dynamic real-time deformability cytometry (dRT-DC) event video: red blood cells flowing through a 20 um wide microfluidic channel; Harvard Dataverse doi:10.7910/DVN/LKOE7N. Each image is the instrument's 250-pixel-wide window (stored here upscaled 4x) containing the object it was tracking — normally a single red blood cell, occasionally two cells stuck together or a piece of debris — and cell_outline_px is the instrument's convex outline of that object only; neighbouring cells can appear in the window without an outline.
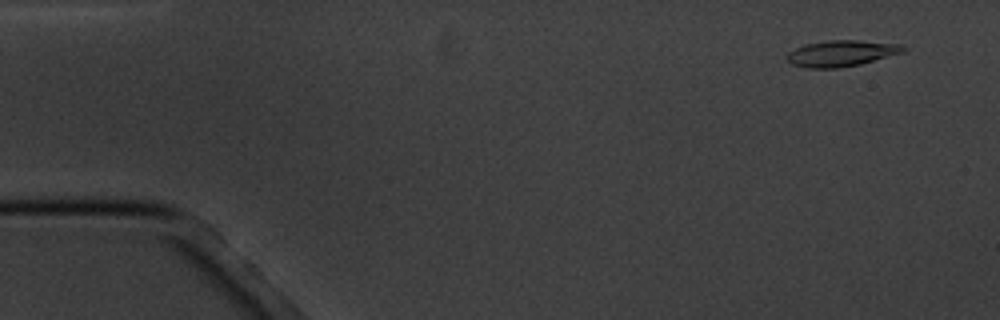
{"species": "common noctule bat (a hibernating species)", "species_latin": "Nyctalus noctula", "temperature_condition": "cold", "stored_images_in_passage": 7, "camera_frame_rate_fps": 3000, "um_per_image_px": 0.085, "animal": {"sex": "male", "body_mass_g": 20.1, "forearm_length_mm": 53.5}, "frame": {"image": 1, "passage_image": 2, "time_ms": 1.0, "image_size_px": [1000, 320], "cell_outline_px": [[908, 48], [904, 52], [860, 64], [840, 68], [808, 68], [792, 64], [788, 60], [788, 52], [804, 44], [828, 40], [856, 40], [900, 44]], "centroid_in_image_um": [71.53, 4.53], "position_along_channel_um": 13.5, "area_um2": 17.63}}
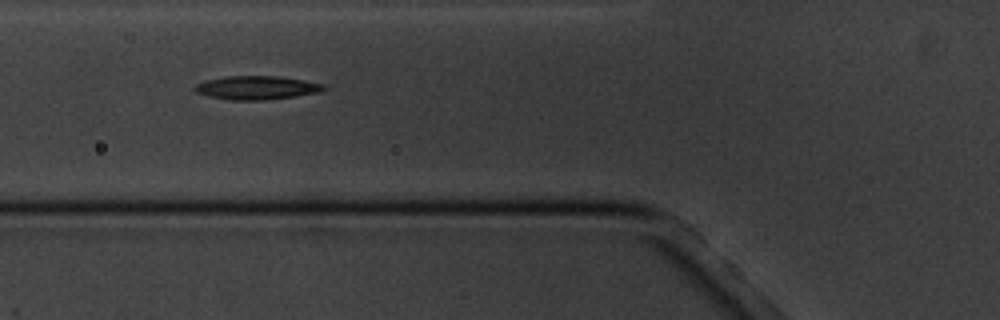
{"frame": {"image": 2, "passage_image": 6, "time_ms": 6.667, "image_size_px": [1000, 320], "cell_outline_px": [[328, 88], [316, 92], [296, 96], [264, 100], [232, 100], [208, 96], [196, 92], [192, 88], [196, 84], [208, 80], [224, 76], [280, 76], [304, 80], [324, 84]], "centroid_in_image_um": [21.81, 7.45], "position_along_channel_um": 104.0, "area_um2": 17.69}}
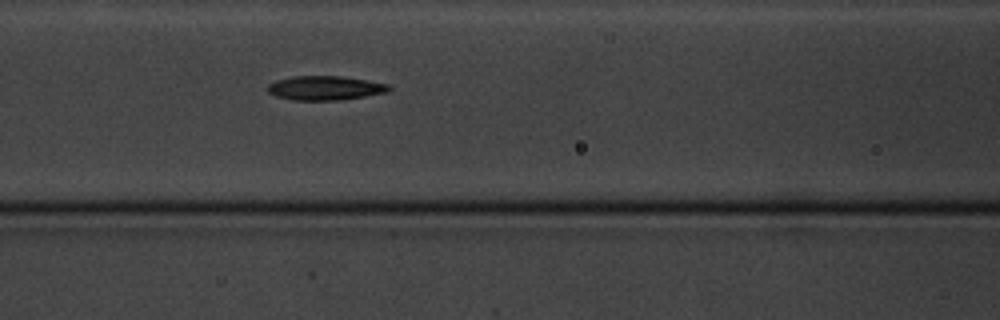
{"frame": {"image": 3, "passage_image": 7, "time_ms": 7.667, "image_size_px": [1000, 320], "cell_outline_px": [[392, 88], [388, 92], [364, 96], [336, 100], [292, 100], [276, 96], [268, 92], [268, 84], [276, 80], [292, 76], [340, 76], [368, 80], [388, 84]], "centroid_in_image_um": [27.63, 7.47], "position_along_channel_um": 139.0, "area_um2": 17.05}}